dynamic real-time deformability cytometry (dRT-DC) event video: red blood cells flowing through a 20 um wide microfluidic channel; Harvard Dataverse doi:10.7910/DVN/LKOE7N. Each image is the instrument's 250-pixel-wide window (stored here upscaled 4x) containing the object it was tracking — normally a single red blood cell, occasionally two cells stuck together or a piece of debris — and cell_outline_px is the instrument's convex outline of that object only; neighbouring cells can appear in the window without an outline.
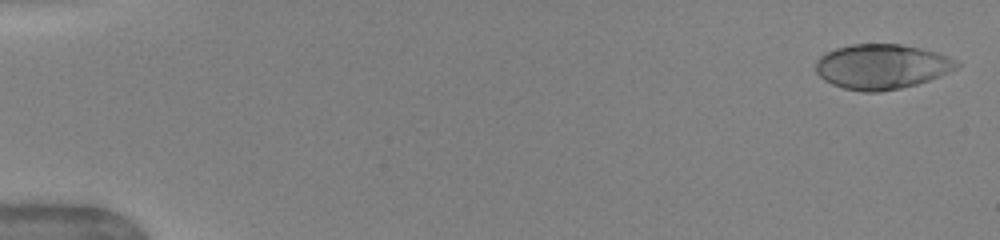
{"species": "human", "species_latin": "Homo sapiens", "temperature_condition": "warm", "stored_images_in_passage": 16, "camera_frame_rate_fps": 3000, "um_per_image_px": 0.085, "donor": {"sex": "female"}, "frame": {"image": 1, "passage_image": 2, "time_ms": 0.333, "image_size_px": [1000, 240], "cell_outline_px": [[960, 64], [928, 80], [916, 84], [900, 88], [876, 92], [864, 92], [844, 88], [832, 84], [824, 80], [816, 72], [816, 60], [820, 56], [836, 48], [852, 44], [900, 44], [920, 48], [936, 52], [948, 56], [956, 60]], "centroid_in_image_um": [74.88, 5.65], "position_along_channel_um": 10.1, "area_um2": 36.36}}
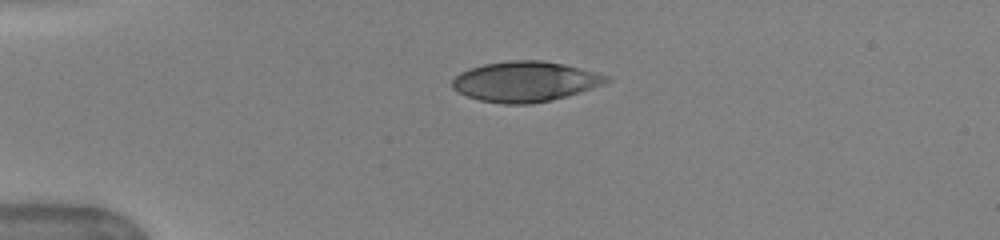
{"frame": {"image": 2, "passage_image": 11, "time_ms": 4.0, "image_size_px": [1000, 240], "cell_outline_px": [[612, 80], [604, 84], [580, 92], [548, 100], [528, 104], [504, 104], [480, 100], [468, 96], [452, 88], [452, 80], [460, 72], [484, 64], [508, 60], [540, 60], [564, 64], [608, 76]], "centroid_in_image_um": [44.62, 6.92], "position_along_channel_um": 40.4, "area_um2": 35.72}}